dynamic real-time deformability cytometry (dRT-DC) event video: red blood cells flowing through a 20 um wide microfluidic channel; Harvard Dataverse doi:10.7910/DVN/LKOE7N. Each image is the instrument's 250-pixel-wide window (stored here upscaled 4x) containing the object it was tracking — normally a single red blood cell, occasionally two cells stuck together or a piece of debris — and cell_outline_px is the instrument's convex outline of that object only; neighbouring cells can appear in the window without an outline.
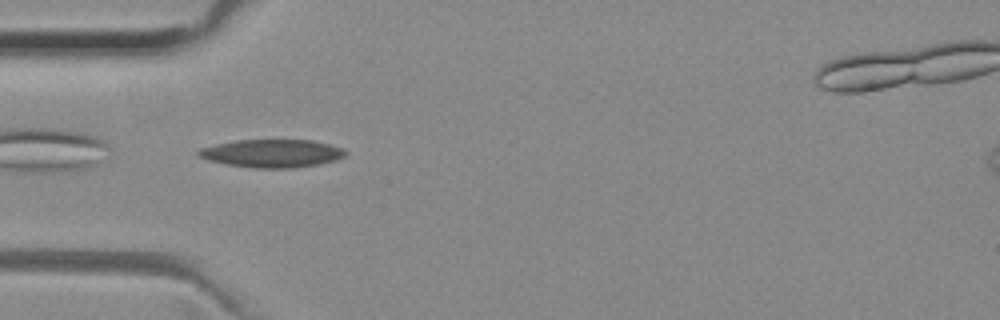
{"species": "common noctule bat (a hibernating species)", "species_latin": "Nyctalus noctula", "temperature_condition": "room temperature", "stored_images_in_passage": 37, "camera_frame_rate_fps": 3000, "um_per_image_px": 0.085, "animal": {"sex": "female", "body_mass_g": 29.2, "forearm_length_mm": 56.3}, "frame": {"image": 1, "passage_image": 1, "time_ms": 0.0, "image_size_px": [1000, 320], "cell_outline_px": [[348, 152], [344, 156], [336, 160], [320, 164], [292, 168], [256, 168], [228, 164], [208, 160], [196, 156], [196, 152], [200, 148], [216, 144], [236, 140], [312, 140], [344, 148]], "centroid_in_image_um": [23.12, 13.03], "position_along_channel_um": 61.9, "area_um2": 24.04}}
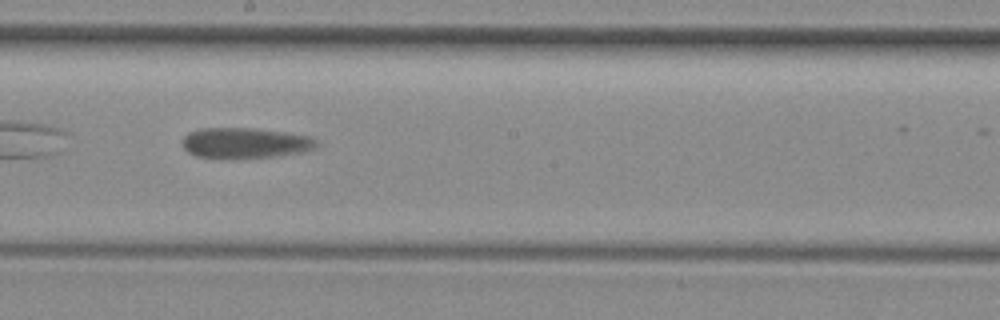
{"frame": {"image": 2, "passage_image": 14, "time_ms": 4.333, "image_size_px": [1000, 320], "cell_outline_px": [[316, 144], [312, 148], [300, 152], [276, 156], [232, 160], [228, 160], [196, 156], [188, 152], [184, 148], [184, 136], [188, 132], [200, 128], [252, 128], [284, 132], [308, 136], [316, 140]], "centroid_in_image_um": [20.76, 12.17], "position_along_channel_um": 227.4, "area_um2": 24.04}}
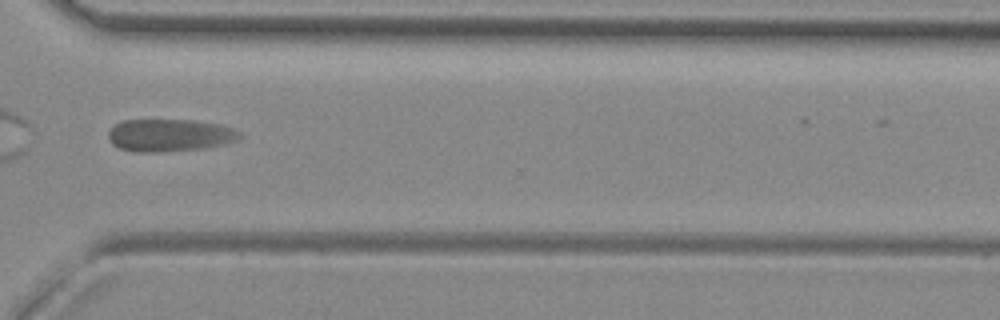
{"frame": {"image": 3, "passage_image": 24, "time_ms": 7.667, "image_size_px": [1000, 320], "cell_outline_px": [[240, 136], [236, 140], [224, 144], [204, 148], [156, 152], [132, 152], [120, 148], [112, 144], [108, 140], [108, 132], [116, 124], [124, 120], [196, 120], [220, 124], [232, 128], [240, 132]], "centroid_in_image_um": [14.4, 11.49], "position_along_channel_um": 356.2, "area_um2": 24.85}}